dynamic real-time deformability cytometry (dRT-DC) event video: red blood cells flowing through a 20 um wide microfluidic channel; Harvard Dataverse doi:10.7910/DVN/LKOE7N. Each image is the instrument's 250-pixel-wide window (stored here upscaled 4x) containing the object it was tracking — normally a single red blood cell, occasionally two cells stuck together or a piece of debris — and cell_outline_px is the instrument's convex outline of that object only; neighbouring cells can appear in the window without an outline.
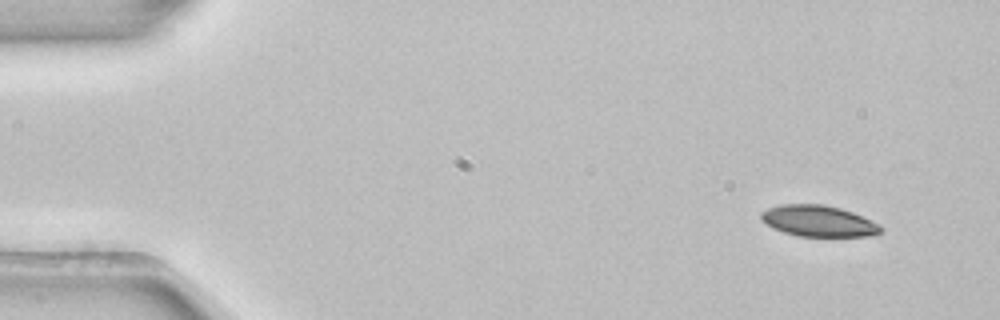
{"species": "common noctule bat (a hibernating species)", "species_latin": "Nyctalus noctula", "temperature_condition": "room temperature", "stored_images_in_passage": 4, "camera_frame_rate_fps": 3000, "um_per_image_px": 0.085, "animal": {"sex": "female", "body_mass_g": 22.7, "forearm_length_mm": 54.2}, "frame": {"image": 1, "passage_image": 1, "time_ms": 0.0, "image_size_px": [1000, 320], "cell_outline_px": [[884, 232], [876, 236], [800, 236], [784, 232], [772, 228], [760, 220], [760, 212], [768, 208], [780, 204], [824, 204], [840, 208], [852, 212], [880, 224], [884, 228]], "centroid_in_image_um": [69.59, 18.79], "position_along_channel_um": 15.4, "area_um2": 22.02}}
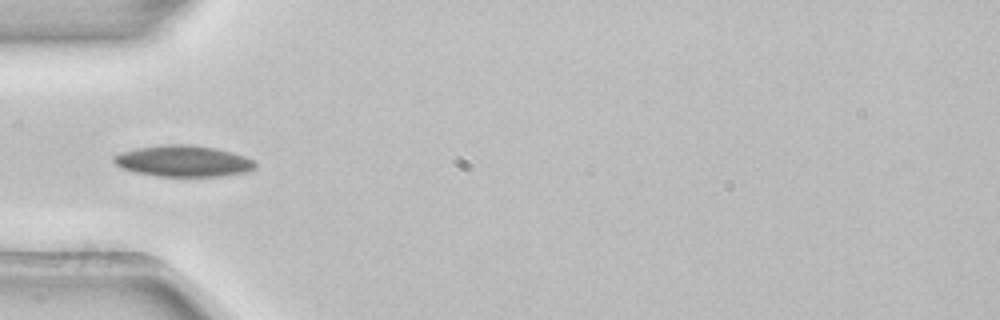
{"frame": {"image": 2, "passage_image": 4, "time_ms": 1.0, "image_size_px": [1000, 320], "cell_outline_px": [[256, 168], [244, 172], [220, 176], [156, 176], [136, 172], [120, 168], [112, 160], [112, 156], [120, 152], [136, 148], [164, 144], [192, 144], [216, 148], [232, 152], [244, 156], [252, 160], [256, 164]], "centroid_in_image_um": [15.54, 13.68], "position_along_channel_um": 69.5, "area_um2": 25.84}}